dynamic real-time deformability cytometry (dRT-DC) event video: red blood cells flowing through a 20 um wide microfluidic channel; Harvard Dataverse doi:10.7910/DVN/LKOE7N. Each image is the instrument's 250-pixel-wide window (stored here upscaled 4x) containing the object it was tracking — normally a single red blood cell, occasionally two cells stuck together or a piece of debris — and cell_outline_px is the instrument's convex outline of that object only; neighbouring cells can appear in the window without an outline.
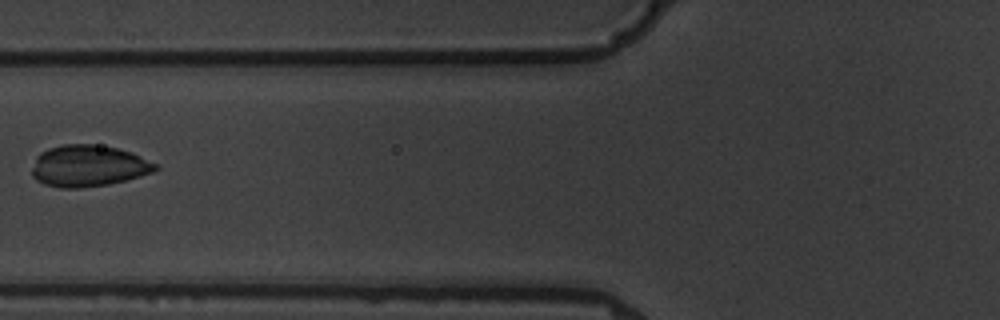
{"species": "common noctule bat (a hibernating species)", "species_latin": "Nyctalus noctula", "temperature_condition": "warm", "stored_images_in_passage": 4, "camera_frame_rate_fps": 3000, "um_per_image_px": 0.085, "animal": {"sex": "male", "body_mass_g": 19.5, "forearm_length_mm": 54.6}, "frame": {"image": 1, "passage_image": 3, "time_ms": 2.333, "image_size_px": [1000, 320], "cell_outline_px": [[160, 168], [152, 172], [140, 176], [108, 184], [80, 188], [60, 188], [44, 184], [36, 180], [32, 176], [32, 168], [36, 156], [40, 152], [48, 148], [60, 144], [92, 144], [116, 148], [132, 152], [160, 164]], "centroid_in_image_um": [7.51, 14.09], "position_along_channel_um": 118.3, "area_um2": 30.11}}
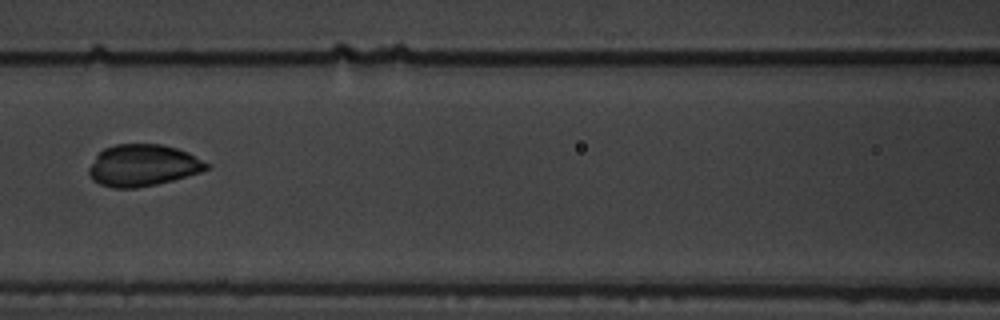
{"frame": {"image": 2, "passage_image": 4, "time_ms": 3.333, "image_size_px": [1000, 320], "cell_outline_px": [[212, 164], [208, 168], [200, 172], [172, 180], [156, 184], [136, 188], [112, 188], [100, 184], [92, 180], [88, 176], [88, 168], [96, 156], [104, 148], [116, 144], [160, 144], [176, 148], [188, 152]], "centroid_in_image_um": [12.14, 14.06], "position_along_channel_um": 154.5, "area_um2": 28.67}}